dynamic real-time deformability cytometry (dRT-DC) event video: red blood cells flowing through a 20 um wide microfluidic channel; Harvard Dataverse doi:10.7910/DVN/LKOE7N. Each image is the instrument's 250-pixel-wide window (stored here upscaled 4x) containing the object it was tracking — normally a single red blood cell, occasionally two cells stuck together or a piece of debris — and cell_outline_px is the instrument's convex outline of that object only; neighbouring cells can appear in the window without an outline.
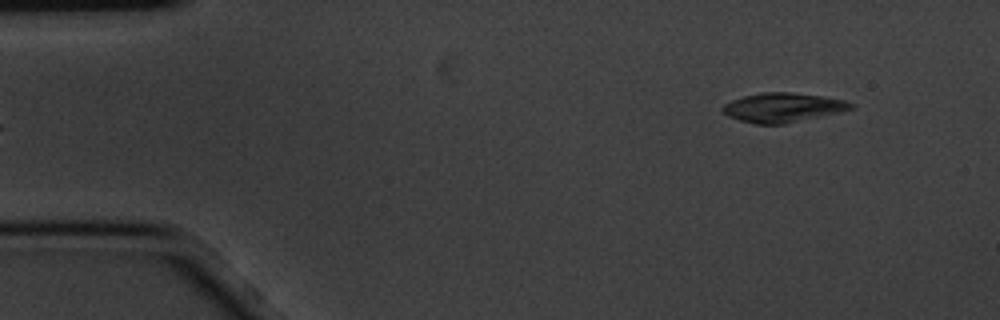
{"species": "common noctule bat (a hibernating species)", "species_latin": "Nyctalus noctula", "temperature_condition": "cold", "stored_images_in_passage": 4, "camera_frame_rate_fps": 3000, "um_per_image_px": 0.085, "animal": {"sex": "male", "body_mass_g": 20.1, "forearm_length_mm": 53.5}, "frame": {"image": 1, "passage_image": 4, "time_ms": 1.0, "image_size_px": [1000, 320], "cell_outline_px": [[856, 108], [840, 112], [784, 124], [756, 124], [740, 120], [728, 116], [720, 112], [720, 108], [724, 104], [732, 100], [744, 96], [764, 92], [788, 92], [824, 96], [844, 100], [856, 104]], "centroid_in_image_um": [66.55, 9.14], "position_along_channel_um": 18.5, "area_um2": 22.02}}